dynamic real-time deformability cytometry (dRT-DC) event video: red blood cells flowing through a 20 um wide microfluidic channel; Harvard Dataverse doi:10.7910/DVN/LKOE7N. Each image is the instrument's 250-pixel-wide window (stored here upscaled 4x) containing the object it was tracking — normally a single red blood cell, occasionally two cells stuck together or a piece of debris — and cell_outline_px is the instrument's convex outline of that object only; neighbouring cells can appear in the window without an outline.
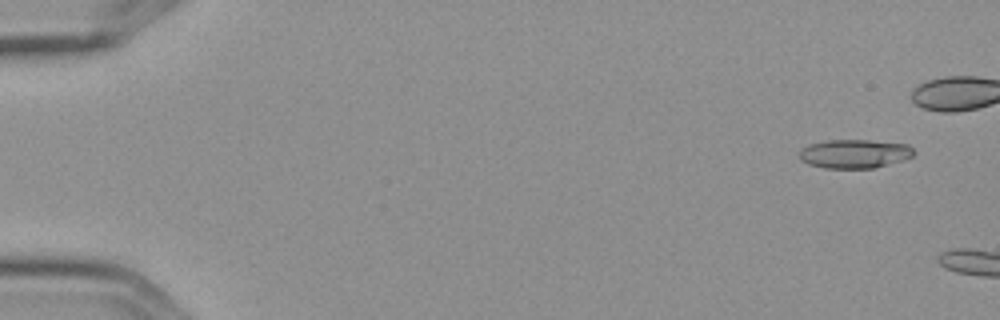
{"species": "Egyptian fruit bat (a non-hibernating species)", "species_latin": "Rousettus aegyptiacus", "temperature_condition": "cold", "stored_images_in_passage": 5, "camera_frame_rate_fps": 3000, "um_per_image_px": 0.085, "frame": {"image": 1, "passage_image": 1, "time_ms": 0.0, "image_size_px": [1000, 320], "cell_outline_px": [[916, 152], [912, 156], [904, 160], [872, 168], [824, 168], [808, 164], [800, 160], [800, 148], [808, 144], [828, 140], [868, 140], [908, 144]], "centroid_in_image_um": [72.62, 13.06], "position_along_channel_um": 12.4, "area_um2": 19.31}}